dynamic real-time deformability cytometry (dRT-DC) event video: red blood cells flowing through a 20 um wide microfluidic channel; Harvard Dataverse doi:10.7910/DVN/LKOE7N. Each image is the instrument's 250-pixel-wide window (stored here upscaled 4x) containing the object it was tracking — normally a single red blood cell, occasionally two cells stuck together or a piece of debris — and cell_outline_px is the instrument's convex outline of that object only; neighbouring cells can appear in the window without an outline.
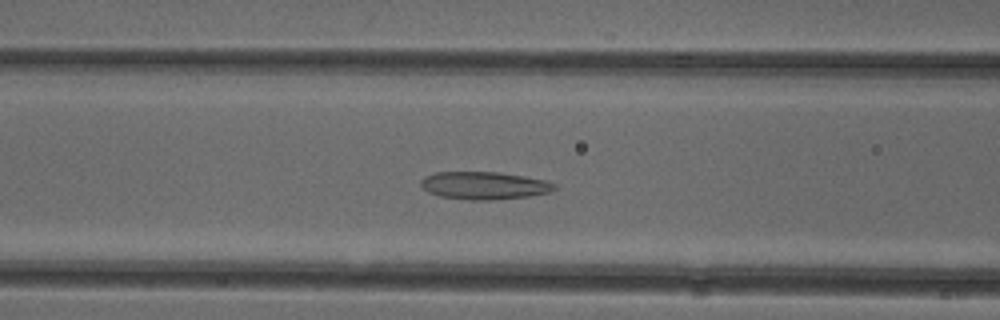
{"species": "common noctule bat (a hibernating species)", "species_latin": "Nyctalus noctula", "temperature_condition": "cold", "stored_images_in_passage": 52, "camera_frame_rate_fps": 3000, "um_per_image_px": 0.085, "animal": {"sex": "female"}, "frame": {"image": 1, "passage_image": 21, "time_ms": 6.667, "image_size_px": [1000, 320], "cell_outline_px": [[556, 188], [552, 192], [528, 196], [492, 200], [472, 200], [440, 196], [428, 192], [420, 184], [420, 180], [424, 176], [436, 172], [496, 172], [524, 176], [544, 180], [556, 184]], "centroid_in_image_um": [41.15, 15.77], "position_along_channel_um": 125.4, "area_um2": 21.5}}
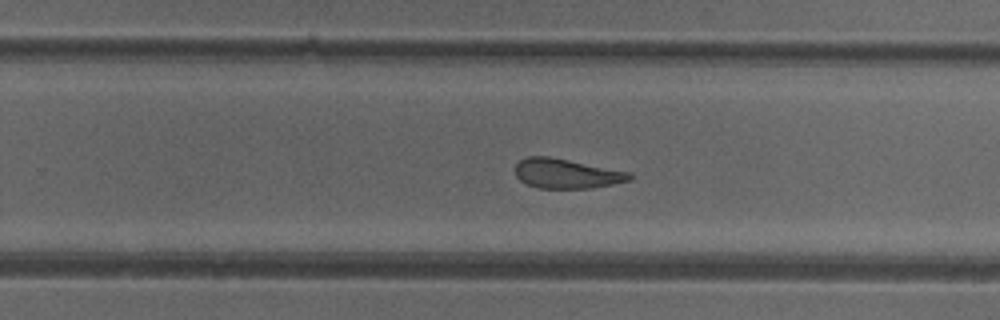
{"frame": {"image": 2, "passage_image": 33, "time_ms": 10.667, "image_size_px": [1000, 320], "cell_outline_px": [[632, 180], [592, 188], [536, 188], [520, 180], [516, 176], [516, 164], [520, 160], [528, 156], [548, 156], [632, 172]], "centroid_in_image_um": [48.18, 14.75], "position_along_channel_um": 281.6, "area_um2": 19.77}}
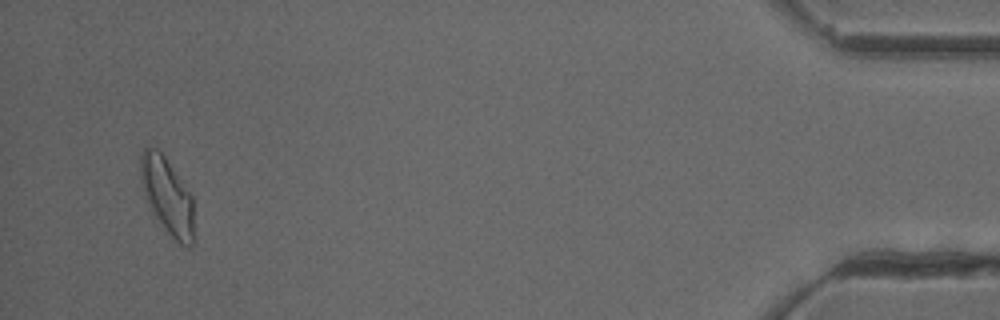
{"frame": {"image": 3, "passage_image": 50, "time_ms": 16.333, "image_size_px": [1000, 320], "cell_outline_px": [[192, 244], [188, 248], [180, 244], [152, 216], [148, 208], [144, 196], [140, 180], [140, 152], [144, 144], [148, 144], [156, 148], [164, 156], [192, 196]], "centroid_in_image_um": [14.13, 16.6], "position_along_channel_um": 421.1, "area_um2": 23.99}, "authors_computed_cell_mechanics": {"area_um2": 22.0796, "velocity_mm_per_s": 3.9173, "shape_relaxation_time_tau1_ms": null, "shape_relaxation_time_tau2_ms": 2.0189, "deformation_change_tau1": null, "deformation_change_tau2": 0.1051}}